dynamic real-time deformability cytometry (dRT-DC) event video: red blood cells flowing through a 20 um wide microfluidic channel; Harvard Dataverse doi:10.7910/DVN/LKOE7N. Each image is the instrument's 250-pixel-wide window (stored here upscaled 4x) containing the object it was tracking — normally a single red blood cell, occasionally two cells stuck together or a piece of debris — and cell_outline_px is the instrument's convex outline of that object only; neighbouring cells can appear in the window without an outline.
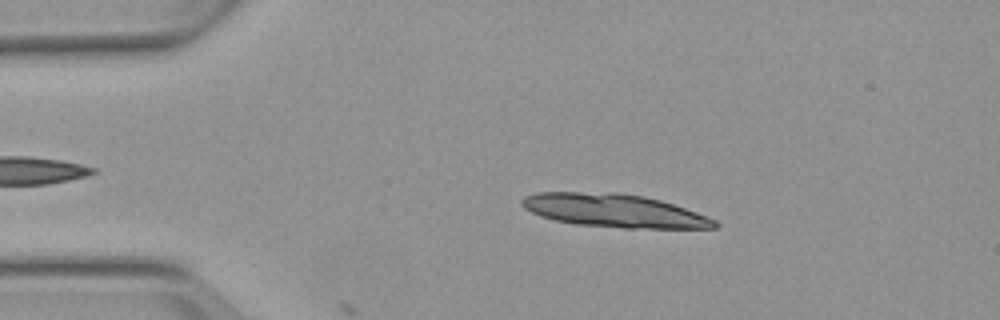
{"species": "Egyptian fruit bat (a non-hibernating species)", "species_latin": "Rousettus aegyptiacus", "temperature_condition": "warm", "stored_images_in_passage": 4, "camera_frame_rate_fps": 3000, "um_per_image_px": 0.085, "animal": {"sex": "female"}, "frame": {"image": 1, "passage_image": 2, "time_ms": 1.333, "image_size_px": [1000, 320], "cell_outline_px": [[720, 224], [716, 228], [624, 228], [576, 224], [556, 220], [540, 216], [524, 208], [520, 204], [520, 200], [524, 196], [536, 192], [616, 192], [644, 196], [660, 200], [708, 216], [716, 220]], "centroid_in_image_um": [52.19, 17.9], "position_along_channel_um": 32.8, "area_um2": 37.4}}